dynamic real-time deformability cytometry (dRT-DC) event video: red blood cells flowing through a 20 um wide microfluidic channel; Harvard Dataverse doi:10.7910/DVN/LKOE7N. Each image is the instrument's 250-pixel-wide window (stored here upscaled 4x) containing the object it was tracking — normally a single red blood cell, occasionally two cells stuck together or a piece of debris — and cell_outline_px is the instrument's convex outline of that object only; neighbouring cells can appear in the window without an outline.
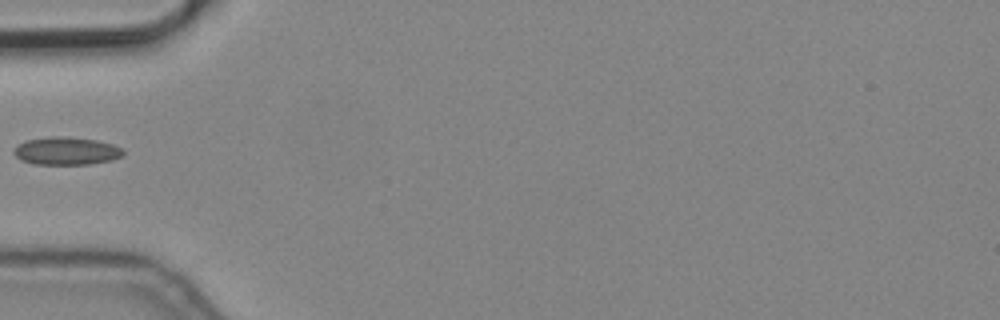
{"species": "common noctule bat (a hibernating species)", "species_latin": "Nyctalus noctula", "temperature_condition": "cold", "stored_images_in_passage": 5, "camera_frame_rate_fps": 3000, "um_per_image_px": 0.085, "animal": {"sex": "male", "body_mass_g": 19.2, "forearm_length_mm": 51.8}, "frame": {"image": 1, "passage_image": 5, "time_ms": 1.333, "image_size_px": [1000, 320], "cell_outline_px": [[124, 156], [112, 160], [88, 164], [32, 164], [20, 160], [12, 152], [16, 144], [28, 140], [52, 136], [60, 136], [96, 140], [112, 144], [124, 148]], "centroid_in_image_um": [5.64, 12.84], "position_along_channel_um": 79.4, "area_um2": 17.86}}